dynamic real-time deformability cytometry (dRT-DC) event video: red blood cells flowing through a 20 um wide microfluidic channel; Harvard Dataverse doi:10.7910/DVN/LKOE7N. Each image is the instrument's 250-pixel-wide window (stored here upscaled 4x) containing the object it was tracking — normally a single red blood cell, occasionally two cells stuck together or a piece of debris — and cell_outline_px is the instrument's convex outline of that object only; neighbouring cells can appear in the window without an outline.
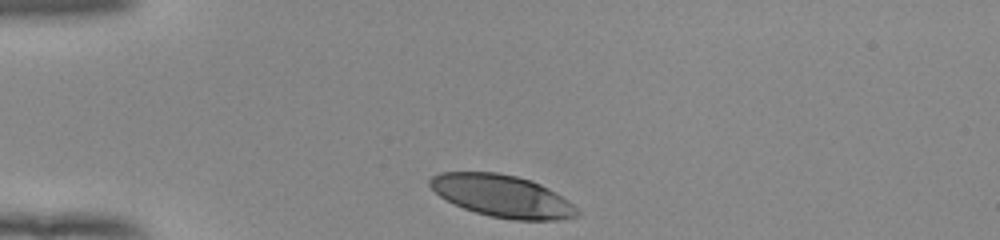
{"species": "human", "species_latin": "Homo sapiens", "temperature_condition": "room temperature", "stored_images_in_passage": 31, "camera_frame_rate_fps": 3000, "um_per_image_px": 0.085, "donor": {"sex": "female"}, "frame": {"image": 1, "passage_image": 1, "time_ms": 0.0, "image_size_px": [1000, 240], "cell_outline_px": [[580, 216], [556, 220], [512, 220], [488, 216], [464, 208], [440, 196], [428, 184], [428, 180], [432, 176], [440, 172], [496, 172], [516, 176], [532, 180], [548, 188], [568, 200], [580, 212]], "centroid_in_image_um": [42.7, 16.66], "position_along_channel_um": 42.3, "area_um2": 36.13}}
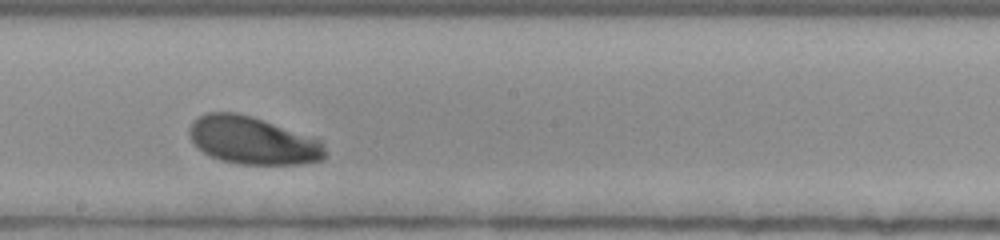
{"frame": {"image": 2, "passage_image": 18, "time_ms": 5.667, "image_size_px": [1000, 240], "cell_outline_px": [[324, 160], [300, 164], [240, 164], [220, 160], [204, 152], [192, 140], [188, 132], [188, 128], [192, 120], [208, 112], [236, 112], [252, 116], [320, 140], [324, 144]], "centroid_in_image_um": [21.46, 11.94], "position_along_channel_um": 226.7, "area_um2": 37.4}}
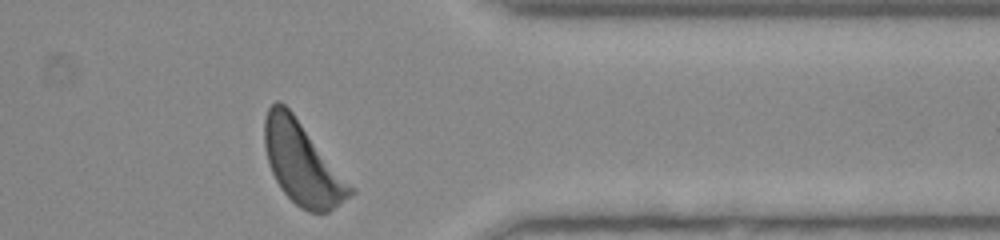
{"frame": {"image": 3, "passage_image": 31, "time_ms": 10.0, "image_size_px": [1000, 240], "cell_outline_px": [[356, 192], [328, 212], [308, 212], [300, 208], [280, 188], [268, 164], [264, 148], [264, 120], [268, 108], [276, 100], [280, 100], [292, 112], [356, 188]], "centroid_in_image_um": [25.7, 13.88], "position_along_channel_um": 385.7, "area_um2": 41.27}, "authors_computed_cell_mechanics": {"area_um2": 38.0324, "velocity_mm_per_s": 3.8743, "shape_relaxation_time_tau1_ms": 2.6874, "shape_relaxation_time_tau2_ms": null, "deformation_change_tau1": 0.1417, "deformation_change_tau2": null}}